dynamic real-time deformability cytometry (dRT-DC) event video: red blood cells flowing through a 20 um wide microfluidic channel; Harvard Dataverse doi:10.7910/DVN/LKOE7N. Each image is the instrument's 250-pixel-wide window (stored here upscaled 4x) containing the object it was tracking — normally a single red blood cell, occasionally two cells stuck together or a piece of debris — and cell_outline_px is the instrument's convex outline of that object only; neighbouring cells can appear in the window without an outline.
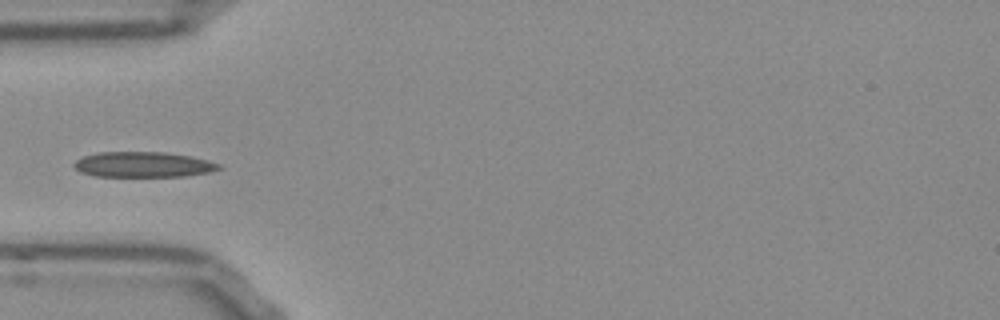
{"species": "Egyptian fruit bat (a non-hibernating species)", "species_latin": "Rousettus aegyptiacus", "temperature_condition": "room temperature", "stored_images_in_passage": 37, "camera_frame_rate_fps": 3000, "um_per_image_px": 0.085, "frame": {"image": 1, "passage_image": 1, "time_ms": 0.0, "image_size_px": [1000, 320], "cell_outline_px": [[224, 168], [208, 172], [184, 176], [96, 176], [80, 172], [72, 164], [76, 160], [84, 156], [100, 152], [164, 152], [192, 156], [208, 160], [220, 164]], "centroid_in_image_um": [12.19, 13.98], "position_along_channel_um": 72.8, "area_um2": 21.39}}
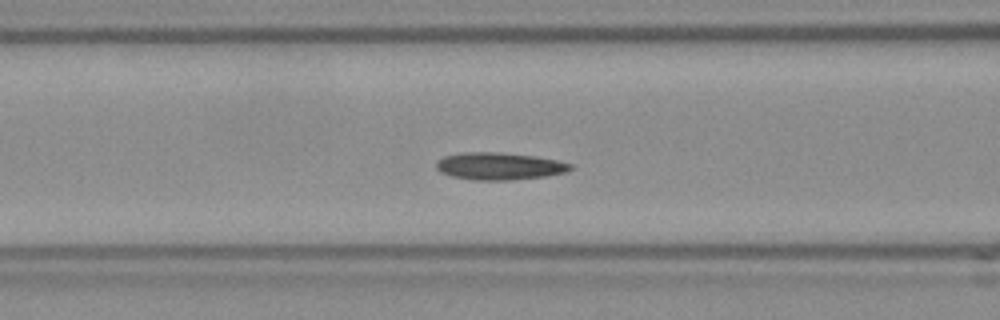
{"frame": {"image": 2, "passage_image": 5, "time_ms": 1.333, "image_size_px": [1000, 320], "cell_outline_px": [[572, 168], [568, 172], [544, 176], [512, 180], [472, 180], [452, 176], [440, 172], [436, 168], [436, 160], [444, 156], [460, 152], [500, 152], [532, 156], [556, 160], [572, 164]], "centroid_in_image_um": [42.4, 14.12], "position_along_channel_um": 124.2, "area_um2": 21.39}}
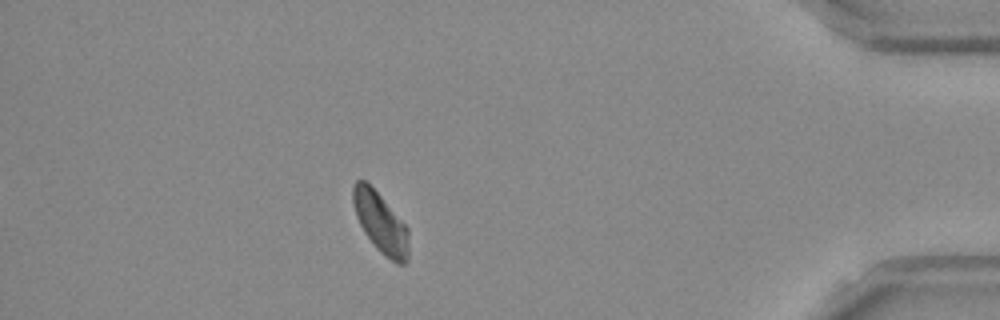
{"frame": {"image": 3, "passage_image": 31, "time_ms": 10.0, "image_size_px": [1000, 320], "cell_outline_px": [[408, 260], [404, 264], [396, 264], [384, 256], [376, 248], [364, 232], [356, 216], [352, 200], [352, 188], [356, 180], [364, 180], [380, 196], [408, 228]], "centroid_in_image_um": [32.34, 18.97], "position_along_channel_um": 402.9, "area_um2": 19.36}}